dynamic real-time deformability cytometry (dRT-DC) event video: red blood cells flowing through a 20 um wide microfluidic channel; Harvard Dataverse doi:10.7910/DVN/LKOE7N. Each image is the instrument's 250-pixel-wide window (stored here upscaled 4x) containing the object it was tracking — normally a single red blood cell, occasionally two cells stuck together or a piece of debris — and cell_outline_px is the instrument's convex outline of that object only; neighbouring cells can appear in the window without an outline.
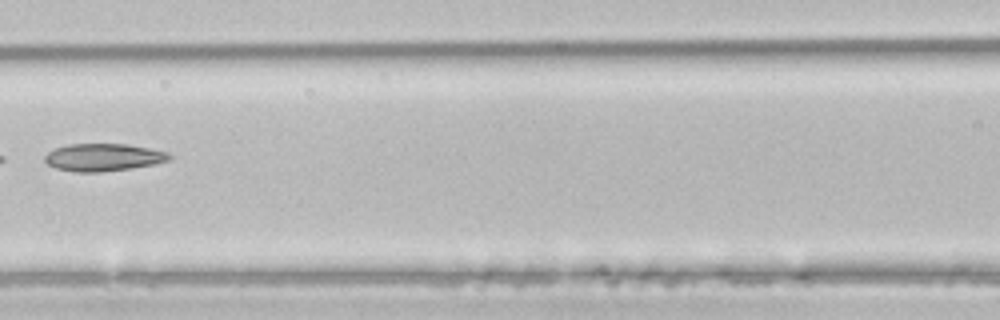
{"species": "common noctule bat (a hibernating species)", "species_latin": "Nyctalus noctula", "temperature_condition": "room temperature", "stored_images_in_passage": 6, "camera_frame_rate_fps": 3000, "um_per_image_px": 0.085, "animal": {"sex": "male", "body_mass_g": 21.5, "forearm_length_mm": 52.0}, "frame": {"image": 1, "passage_image": 4, "time_ms": 1.0, "image_size_px": [1000, 320], "cell_outline_px": [[172, 156], [168, 160], [156, 164], [132, 168], [100, 172], [72, 172], [56, 168], [48, 164], [44, 160], [44, 156], [48, 152], [56, 148], [68, 144], [128, 144], [168, 152]], "centroid_in_image_um": [8.78, 13.38], "position_along_channel_um": 157.8, "area_um2": 20.0}}
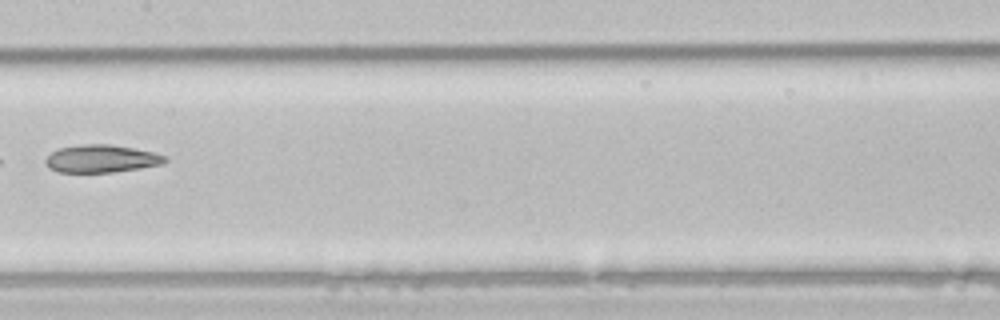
{"frame": {"image": 2, "passage_image": 5, "time_ms": 1.333, "image_size_px": [1000, 320], "cell_outline_px": [[168, 160], [160, 164], [112, 172], [56, 172], [48, 168], [44, 164], [44, 160], [56, 148], [80, 144], [108, 144], [132, 148], [152, 152], [168, 156]], "centroid_in_image_um": [8.54, 13.48], "position_along_channel_um": 198.9, "area_um2": 19.25}}
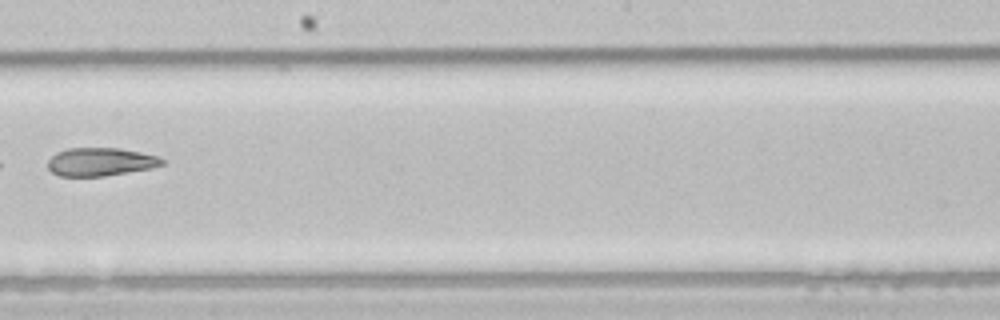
{"frame": {"image": 3, "passage_image": 6, "time_ms": 1.667, "image_size_px": [1000, 320], "cell_outline_px": [[164, 164], [152, 168], [104, 176], [60, 176], [52, 172], [48, 168], [48, 160], [56, 152], [68, 148], [120, 148], [140, 152], [156, 156], [164, 160]], "centroid_in_image_um": [8.52, 13.75], "position_along_channel_um": 239.7, "area_um2": 18.73}}